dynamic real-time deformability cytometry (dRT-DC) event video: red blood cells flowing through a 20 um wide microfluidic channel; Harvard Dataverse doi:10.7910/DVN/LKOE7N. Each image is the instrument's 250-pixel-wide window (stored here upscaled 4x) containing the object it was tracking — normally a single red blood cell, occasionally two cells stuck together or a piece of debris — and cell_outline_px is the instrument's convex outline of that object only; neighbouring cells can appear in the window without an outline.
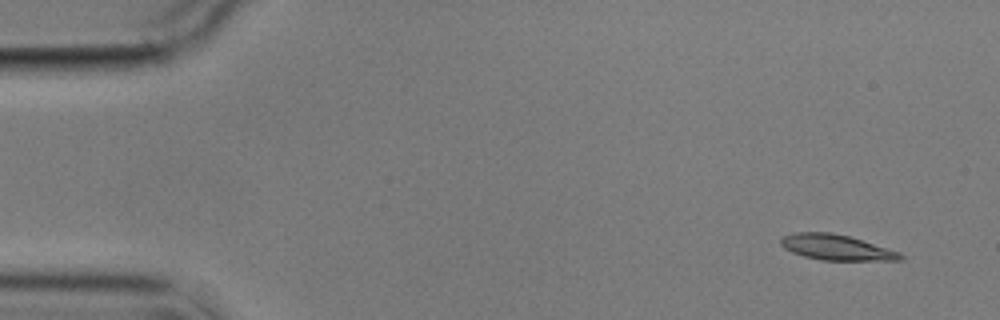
{"species": "common noctule bat (a hibernating species)", "species_latin": "Nyctalus noctula", "temperature_condition": "cold", "stored_images_in_passage": 8, "camera_frame_rate_fps": 3000, "um_per_image_px": 0.085, "animal": {"sex": "male", "body_mass_g": 17.9}, "frame": {"image": 1, "passage_image": 1, "time_ms": 0.0, "image_size_px": [1000, 320], "cell_outline_px": [[904, 260], [820, 260], [804, 256], [792, 252], [784, 248], [780, 244], [780, 240], [784, 236], [796, 232], [832, 232], [848, 236], [900, 252], [904, 256]], "centroid_in_image_um": [71.08, 21.03], "position_along_channel_um": 13.9, "area_um2": 17.63}}
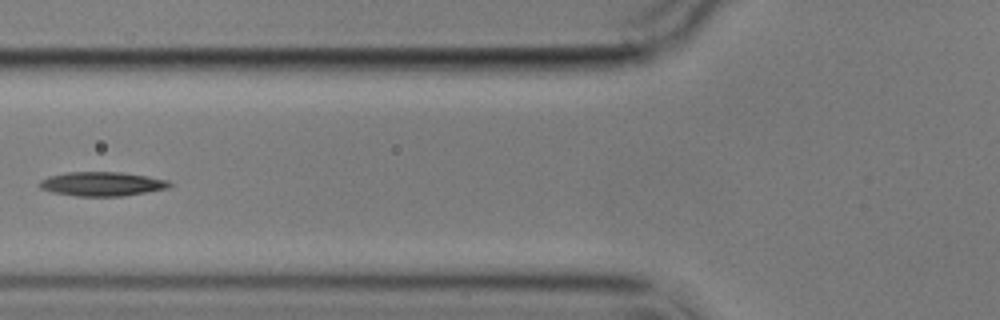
{"frame": {"image": 2, "passage_image": 6, "time_ms": 6.0, "image_size_px": [1000, 320], "cell_outline_px": [[172, 184], [168, 188], [124, 196], [76, 196], [52, 192], [40, 188], [40, 180], [48, 176], [68, 172], [120, 172], [148, 176], [168, 180]], "centroid_in_image_um": [8.67, 15.63], "position_along_channel_um": 117.1, "area_um2": 18.26}}
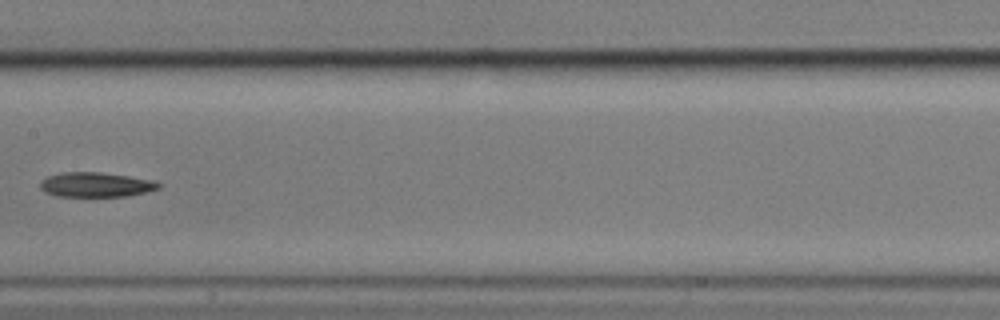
{"frame": {"image": 3, "passage_image": 8, "time_ms": 8.333, "image_size_px": [1000, 320], "cell_outline_px": [[160, 188], [128, 196], [56, 196], [44, 192], [40, 188], [40, 180], [48, 176], [60, 172], [100, 172], [128, 176], [148, 180], [160, 184]], "centroid_in_image_um": [8.06, 15.7], "position_along_channel_um": 199.3, "area_um2": 16.88}}